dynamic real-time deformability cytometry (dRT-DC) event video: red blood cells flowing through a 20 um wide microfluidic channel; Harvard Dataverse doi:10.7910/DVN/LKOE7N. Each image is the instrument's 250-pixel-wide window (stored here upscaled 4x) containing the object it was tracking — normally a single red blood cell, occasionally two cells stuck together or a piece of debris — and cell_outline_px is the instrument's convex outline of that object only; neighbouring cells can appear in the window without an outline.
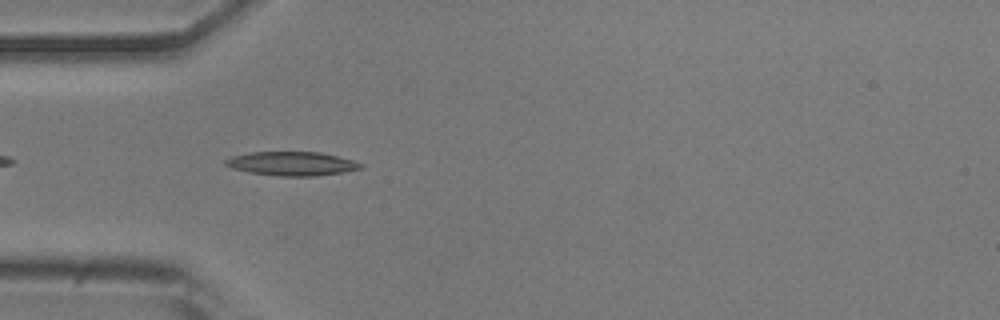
{"species": "common noctule bat (a hibernating species)", "species_latin": "Nyctalus noctula", "temperature_condition": "room temperature", "stored_images_in_passage": 39, "camera_frame_rate_fps": 3000, "um_per_image_px": 0.085, "animal": {"sex": "male", "body_mass_g": 20.5, "forearm_length_mm": 52.5}, "frame": {"image": 1, "passage_image": 3, "time_ms": 0.667, "image_size_px": [1000, 320], "cell_outline_px": [[364, 168], [344, 172], [312, 176], [276, 176], [252, 172], [232, 168], [224, 164], [224, 160], [232, 156], [248, 152], [320, 152], [352, 160], [364, 164]], "centroid_in_image_um": [24.82, 13.9], "position_along_channel_um": 60.2, "area_um2": 18.79}}
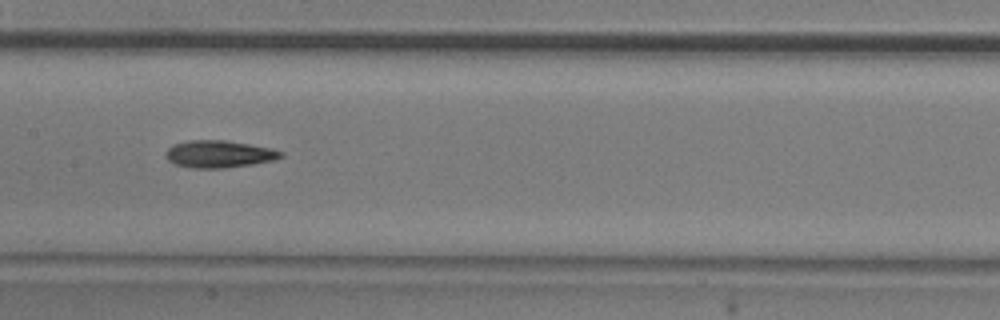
{"frame": {"image": 2, "passage_image": 13, "time_ms": 4.0, "image_size_px": [1000, 320], "cell_outline_px": [[284, 156], [272, 160], [252, 164], [220, 168], [192, 168], [176, 164], [168, 160], [164, 156], [164, 152], [172, 144], [188, 140], [224, 140], [272, 148], [284, 152]], "centroid_in_image_um": [18.58, 13.08], "position_along_channel_um": 188.8, "area_um2": 18.26}}
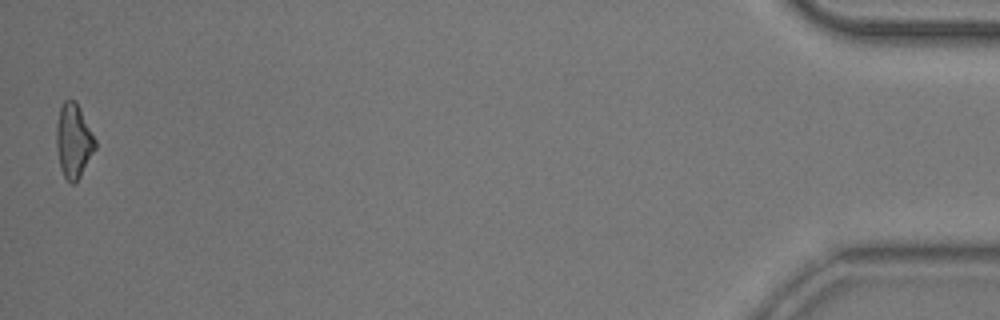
{"frame": {"image": 3, "passage_image": 39, "time_ms": 12.667, "image_size_px": [1000, 320], "cell_outline_px": [[96, 148], [76, 184], [72, 184], [64, 176], [60, 168], [56, 148], [56, 124], [60, 108], [64, 100], [76, 100], [96, 140]], "centroid_in_image_um": [6.25, 11.98], "position_along_channel_um": 429.0, "area_um2": 16.88}, "authors_computed_cell_mechanics": {"area_um2": 17.2822, "velocity_mm_per_s": 3.8844, "shape_relaxation_time_tau1_ms": 7.3471, "shape_relaxation_time_tau2_ms": 7.7854, "deformation_change_tau1": 0.1886, "deformation_change_tau2": 0.1913}}